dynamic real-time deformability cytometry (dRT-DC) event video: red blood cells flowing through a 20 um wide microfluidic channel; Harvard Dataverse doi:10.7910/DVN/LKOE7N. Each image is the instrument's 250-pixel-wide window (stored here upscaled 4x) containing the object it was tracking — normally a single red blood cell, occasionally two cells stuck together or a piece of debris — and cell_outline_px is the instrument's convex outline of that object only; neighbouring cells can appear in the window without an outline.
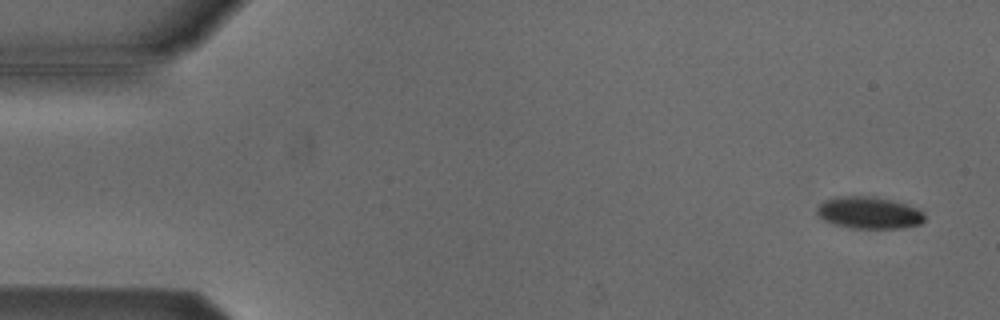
{"species": "Egyptian fruit bat (a non-hibernating species)", "species_latin": "Rousettus aegyptiacus", "temperature_condition": "cold", "stored_images_in_passage": 55, "camera_frame_rate_fps": 3000, "um_per_image_px": 0.085, "animal": {"sex": "male"}, "frame": {"image": 1, "passage_image": 3, "time_ms": 0.667, "image_size_px": [1000, 320], "cell_outline_px": [[924, 220], [920, 224], [904, 228], [852, 228], [832, 224], [824, 220], [816, 212], [816, 208], [824, 200], [836, 196], [872, 196], [892, 200], [916, 208], [924, 212]], "centroid_in_image_um": [73.84, 18.08], "position_along_channel_um": 11.2, "area_um2": 20.11}}
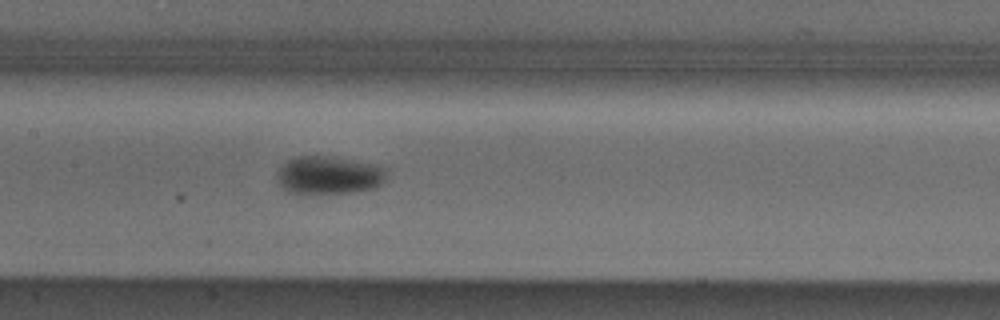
{"frame": {"image": 2, "passage_image": 26, "time_ms": 8.333, "image_size_px": [1000, 320], "cell_outline_px": [[388, 168], [384, 180], [376, 188], [352, 192], [304, 196], [300, 196], [288, 192], [276, 180], [276, 172], [280, 164], [296, 156], [332, 156], [380, 164]], "centroid_in_image_um": [27.93, 14.91], "position_along_channel_um": 179.5, "area_um2": 25.49}}
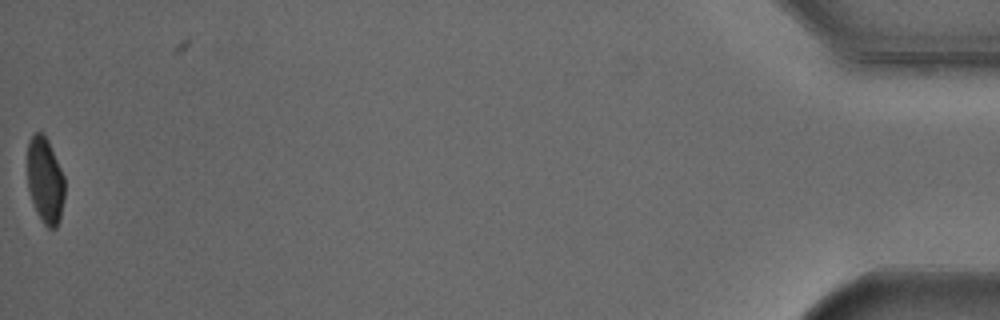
{"frame": {"image": 3, "passage_image": 54, "time_ms": 17.667, "image_size_px": [1000, 320], "cell_outline_px": [[64, 196], [60, 220], [56, 228], [48, 228], [40, 220], [36, 212], [28, 188], [28, 140], [36, 132], [44, 132], [48, 140], [64, 176]], "centroid_in_image_um": [3.84, 15.34], "position_along_channel_um": 431.4, "area_um2": 18.73}, "authors_computed_cell_mechanics": {"area_um2": 21.5594, "velocity_mm_per_s": 3.8249, "shape_relaxation_time_tau1_ms": 3.8901, "shape_relaxation_time_tau2_ms": null, "deformation_change_tau1": 0.1166, "deformation_change_tau2": null}}